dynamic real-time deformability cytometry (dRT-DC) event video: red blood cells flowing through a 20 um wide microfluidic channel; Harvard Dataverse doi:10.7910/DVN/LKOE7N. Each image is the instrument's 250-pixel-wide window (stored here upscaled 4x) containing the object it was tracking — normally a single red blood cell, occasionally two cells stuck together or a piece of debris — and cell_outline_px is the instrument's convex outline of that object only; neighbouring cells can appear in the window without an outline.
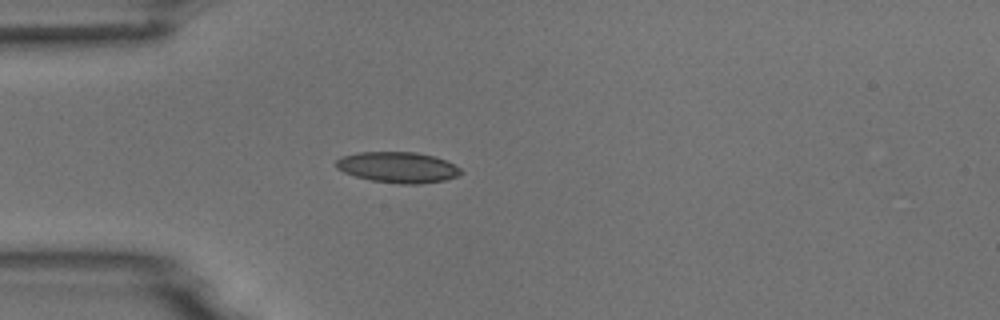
{"species": "common noctule bat (a hibernating species)", "species_latin": "Nyctalus noctula", "temperature_condition": "room temperature", "stored_images_in_passage": 1, "camera_frame_rate_fps": 3000, "um_per_image_px": 0.085, "animal": {"sex": "male", "body_mass_g": 18.8}, "frame": {"image": 1, "passage_image": 1, "time_ms": 0.0, "image_size_px": [1000, 320], "cell_outline_px": [[464, 172], [456, 176], [444, 180], [420, 184], [400, 184], [372, 180], [356, 176], [344, 172], [336, 168], [336, 160], [340, 156], [356, 152], [416, 152], [432, 156], [444, 160], [460, 168]], "centroid_in_image_um": [33.78, 14.22], "position_along_channel_um": 51.2, "area_um2": 22.31}}